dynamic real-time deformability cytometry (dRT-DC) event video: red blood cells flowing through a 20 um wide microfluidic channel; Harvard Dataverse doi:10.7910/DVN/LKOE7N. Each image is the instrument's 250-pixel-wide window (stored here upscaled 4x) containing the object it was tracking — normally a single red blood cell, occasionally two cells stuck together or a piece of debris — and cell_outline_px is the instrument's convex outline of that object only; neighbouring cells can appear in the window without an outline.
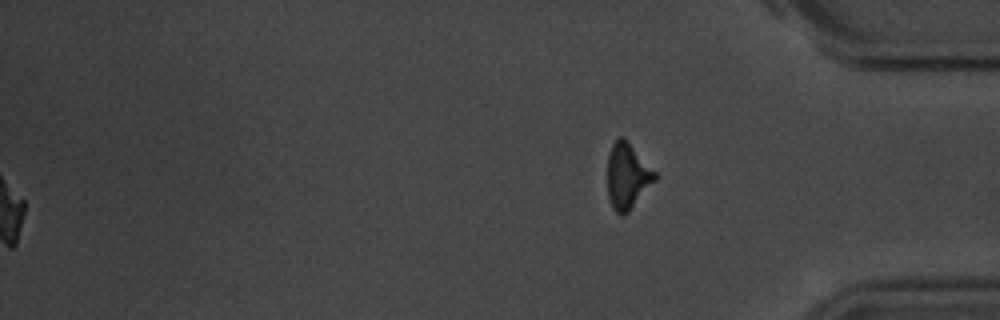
{"species": "common noctule bat (a hibernating species)", "species_latin": "Nyctalus noctula", "temperature_condition": "room temperature", "stored_images_in_passage": 56, "segment_of_instrument_passage": [2, 2], "camera_frame_rate_fps": 3000, "um_per_image_px": 0.085, "animal": {"sex": "male", "body_mass_g": 20.1, "forearm_length_mm": 53.5}, "frame": {"image": 1, "passage_image": 56, "time_ms": 18.333, "image_size_px": [1000, 320], "cell_outline_px": [[660, 176], [628, 212], [624, 216], [620, 216], [612, 208], [608, 196], [608, 156], [612, 144], [620, 136], [624, 136]], "centroid_in_image_um": [53.35, 14.97], "position_along_channel_um": 381.8, "area_um2": 18.44}}